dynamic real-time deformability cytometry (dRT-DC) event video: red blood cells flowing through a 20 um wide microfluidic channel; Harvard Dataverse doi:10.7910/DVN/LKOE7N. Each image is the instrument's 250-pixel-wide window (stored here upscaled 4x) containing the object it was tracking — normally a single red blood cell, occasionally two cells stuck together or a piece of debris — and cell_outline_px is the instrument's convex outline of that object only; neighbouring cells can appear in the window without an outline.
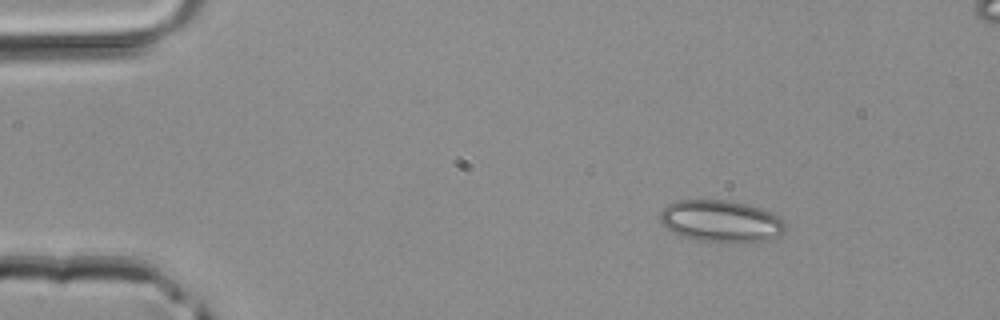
{"species": "common noctule bat (a hibernating species)", "species_latin": "Nyctalus noctula", "temperature_condition": "room temperature", "stored_images_in_passage": 2, "camera_frame_rate_fps": 3000, "um_per_image_px": 0.085, "animal": {"sex": "male", "body_mass_g": 20.4}, "frame": {"image": 1, "passage_image": 2, "time_ms": 0.333, "image_size_px": [1000, 320], "cell_outline_px": [[788, 224], [784, 232], [780, 236], [768, 240], [748, 244], [736, 244], [700, 240], [684, 236], [672, 232], [660, 220], [660, 212], [668, 204], [676, 200], [728, 200], [748, 204], [760, 208], [780, 216]], "centroid_in_image_um": [61.38, 18.82], "position_along_channel_um": 23.6, "area_um2": 31.21}}